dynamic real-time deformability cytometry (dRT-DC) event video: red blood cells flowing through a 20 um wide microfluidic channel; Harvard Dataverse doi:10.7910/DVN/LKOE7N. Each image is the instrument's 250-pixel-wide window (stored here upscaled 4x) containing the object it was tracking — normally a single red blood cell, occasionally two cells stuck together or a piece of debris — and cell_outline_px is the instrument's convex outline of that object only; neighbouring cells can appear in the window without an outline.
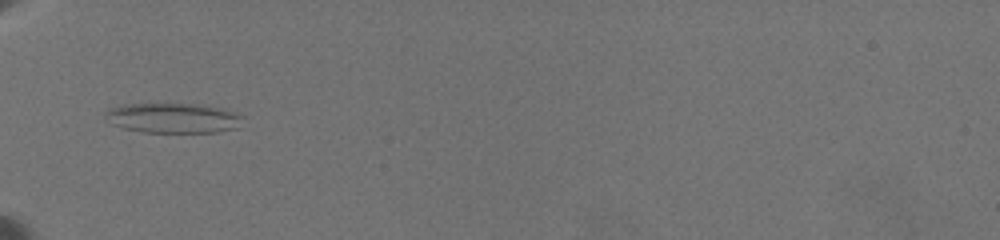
{"species": "common noctule bat (a hibernating species)", "species_latin": "Nyctalus noctula", "temperature_condition": "warm", "stored_images_in_passage": 9, "camera_frame_rate_fps": 3000, "um_per_image_px": 0.085, "animal": {"sex": "female", "body_mass_g": 19.5, "forearm_length_mm": 54.1}, "frame": {"image": 1, "passage_image": 1, "time_ms": 0.0, "image_size_px": [1000, 240], "cell_outline_px": [[244, 116], [236, 128], [216, 132], [144, 132], [124, 128], [112, 124], [104, 120], [104, 112], [108, 108], [124, 104], [196, 104], [224, 108], [236, 112]], "centroid_in_image_um": [14.68, 10.02], "position_along_channel_um": 70.3, "area_um2": 24.16}}